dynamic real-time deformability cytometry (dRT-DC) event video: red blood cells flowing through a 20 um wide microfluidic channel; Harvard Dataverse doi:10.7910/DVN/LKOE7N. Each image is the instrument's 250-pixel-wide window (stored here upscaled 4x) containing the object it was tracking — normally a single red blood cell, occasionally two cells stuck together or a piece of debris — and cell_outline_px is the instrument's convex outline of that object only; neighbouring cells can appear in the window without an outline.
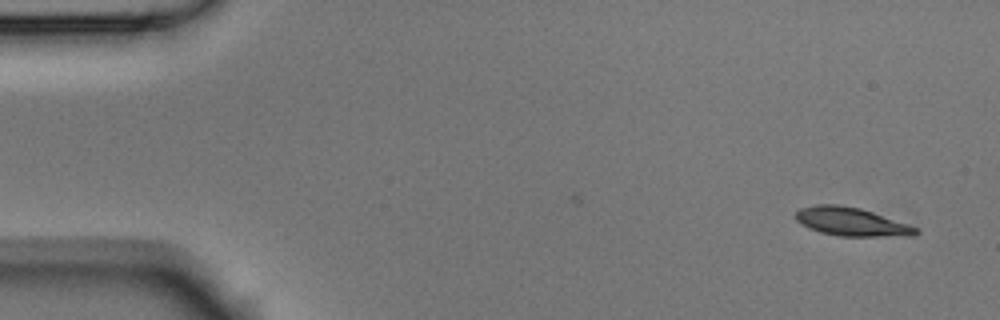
{"species": "Egyptian fruit bat (a non-hibernating species)", "species_latin": "Rousettus aegyptiacus", "temperature_condition": "room temperature", "stored_images_in_passage": 2, "camera_frame_rate_fps": 3000, "um_per_image_px": 0.085, "animal": {"sex": "male"}, "frame": {"image": 1, "passage_image": 2, "time_ms": 0.333, "image_size_px": [1000, 320], "cell_outline_px": [[920, 232], [912, 236], [840, 236], [820, 232], [808, 228], [800, 224], [796, 220], [796, 212], [800, 208], [816, 204], [836, 204], [860, 208], [920, 228]], "centroid_in_image_um": [72.37, 18.85], "position_along_channel_um": 12.6, "area_um2": 19.94}}